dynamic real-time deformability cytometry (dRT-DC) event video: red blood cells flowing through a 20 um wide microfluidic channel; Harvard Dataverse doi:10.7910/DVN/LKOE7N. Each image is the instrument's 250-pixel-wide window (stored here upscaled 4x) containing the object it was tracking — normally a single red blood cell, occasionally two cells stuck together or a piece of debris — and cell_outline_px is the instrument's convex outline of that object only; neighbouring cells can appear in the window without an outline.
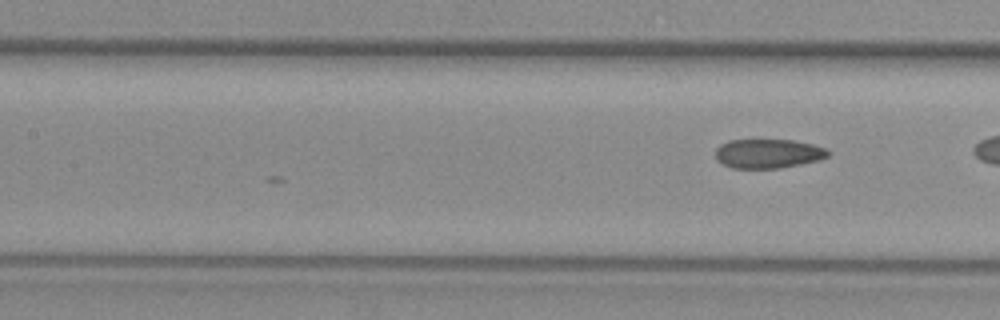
{"species": "common noctule bat (a hibernating species)", "species_latin": "Nyctalus noctula", "temperature_condition": "warm", "stored_images_in_passage": 8, "camera_frame_rate_fps": 3000, "um_per_image_px": 0.085, "animal": {"sex": "female", "body_mass_g": 29.2, "forearm_length_mm": 56.3}, "frame": {"image": 1, "passage_image": 8, "time_ms": 2.333, "image_size_px": [1000, 320], "cell_outline_px": [[832, 152], [828, 156], [820, 160], [780, 168], [732, 168], [716, 160], [716, 148], [720, 144], [728, 140], [792, 140], [812, 144], [824, 148]], "centroid_in_image_um": [65.29, 13.05], "position_along_channel_um": 142.1, "area_um2": 19.19}}